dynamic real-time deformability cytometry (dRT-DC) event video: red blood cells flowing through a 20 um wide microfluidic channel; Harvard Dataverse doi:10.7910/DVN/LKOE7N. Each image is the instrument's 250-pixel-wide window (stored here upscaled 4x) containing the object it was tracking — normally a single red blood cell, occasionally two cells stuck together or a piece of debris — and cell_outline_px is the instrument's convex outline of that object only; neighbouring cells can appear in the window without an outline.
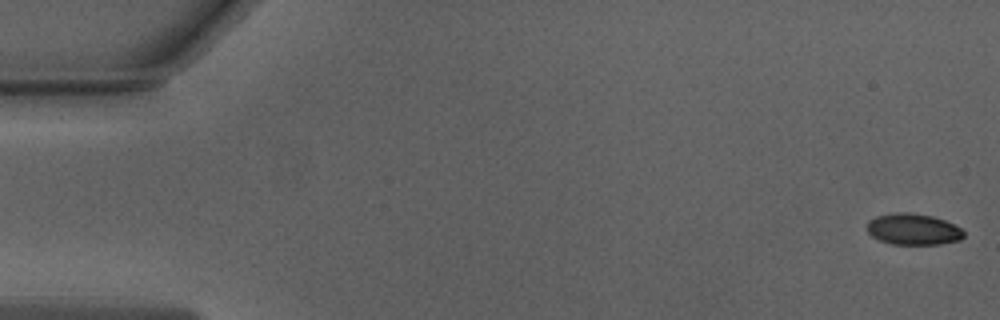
{"species": "Egyptian fruit bat (a non-hibernating species)", "species_latin": "Rousettus aegyptiacus", "temperature_condition": "warm", "stored_images_in_passage": 52, "camera_frame_rate_fps": 3000, "um_per_image_px": 0.085, "animal": {"sex": "male"}, "frame": {"image": 1, "passage_image": 1, "time_ms": 0.0, "image_size_px": [1000, 320], "cell_outline_px": [[964, 236], [960, 240], [940, 244], [892, 244], [880, 240], [872, 236], [864, 228], [868, 220], [876, 216], [896, 212], [912, 212], [932, 216], [944, 220], [960, 228], [964, 232]], "centroid_in_image_um": [77.58, 19.48], "position_along_channel_um": 7.4, "area_um2": 17.74}}
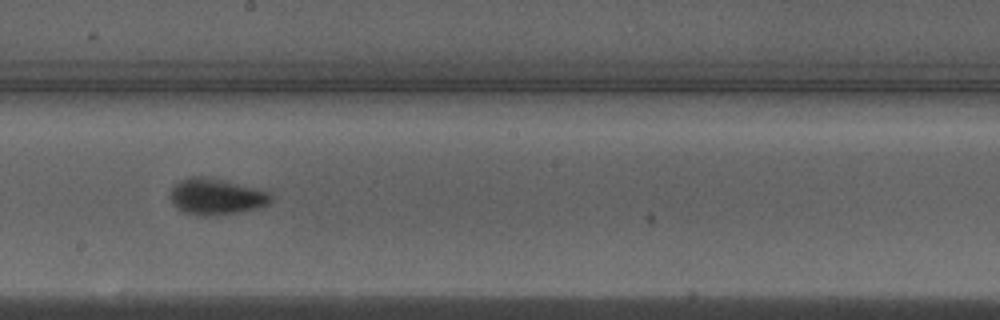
{"frame": {"image": 2, "passage_image": 29, "time_ms": 9.333, "image_size_px": [1000, 320], "cell_outline_px": [[272, 200], [268, 204], [260, 208], [216, 216], [196, 216], [184, 212], [176, 208], [172, 204], [168, 196], [172, 188], [180, 180], [188, 176], [204, 176], [224, 180], [256, 188], [268, 192], [272, 196]], "centroid_in_image_um": [18.34, 16.72], "position_along_channel_um": 229.9, "area_um2": 21.62}}
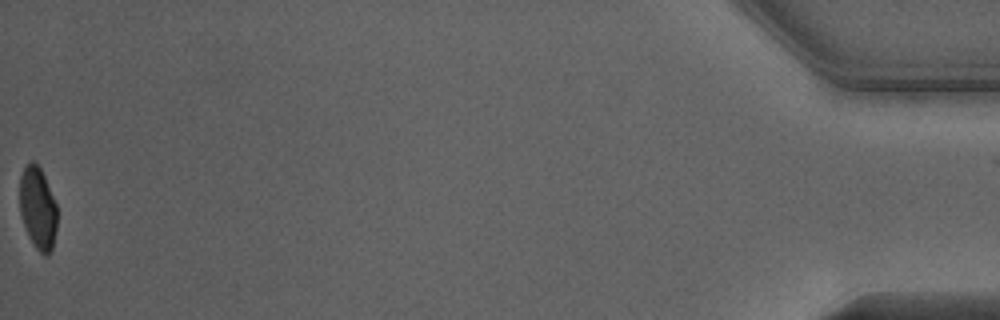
{"frame": {"image": 3, "passage_image": 52, "time_ms": 17.0, "image_size_px": [1000, 320], "cell_outline_px": [[56, 228], [52, 248], [48, 256], [44, 256], [36, 248], [28, 236], [20, 212], [20, 176], [24, 168], [32, 160], [40, 168], [44, 176], [56, 204]], "centroid_in_image_um": [3.21, 17.71], "position_along_channel_um": 432.0, "area_um2": 17.69}, "authors_computed_cell_mechanics": {"area_um2": 19.7098, "velocity_mm_per_s": 3.9955, "shape_relaxation_time_tau1_ms": 2.786, "shape_relaxation_time_tau2_ms": null, "deformation_change_tau1": 0.1286, "deformation_change_tau2": null}}